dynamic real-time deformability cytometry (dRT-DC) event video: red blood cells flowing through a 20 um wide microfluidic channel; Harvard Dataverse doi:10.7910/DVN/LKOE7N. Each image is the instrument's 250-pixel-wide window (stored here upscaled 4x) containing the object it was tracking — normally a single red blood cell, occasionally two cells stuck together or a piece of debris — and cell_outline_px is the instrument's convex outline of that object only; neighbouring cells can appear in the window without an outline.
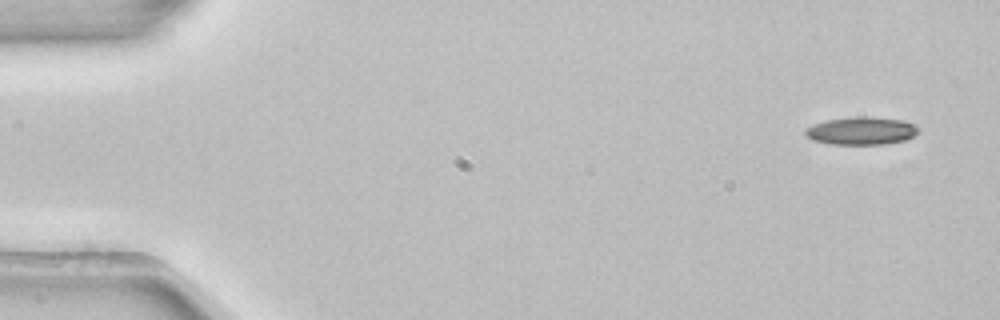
{"species": "common noctule bat (a hibernating species)", "species_latin": "Nyctalus noctula", "temperature_condition": "room temperature", "stored_images_in_passage": 5, "camera_frame_rate_fps": 3000, "um_per_image_px": 0.085, "animal": {"sex": "female", "body_mass_g": 22.7, "forearm_length_mm": 54.2}, "frame": {"image": 1, "passage_image": 1, "time_ms": 0.0, "image_size_px": [1000, 320], "cell_outline_px": [[920, 128], [912, 136], [904, 140], [884, 144], [832, 144], [812, 140], [804, 132], [804, 128], [824, 120], [856, 116], [864, 116], [904, 120]], "centroid_in_image_um": [73.18, 11.11], "position_along_channel_um": 11.8, "area_um2": 18.26}}
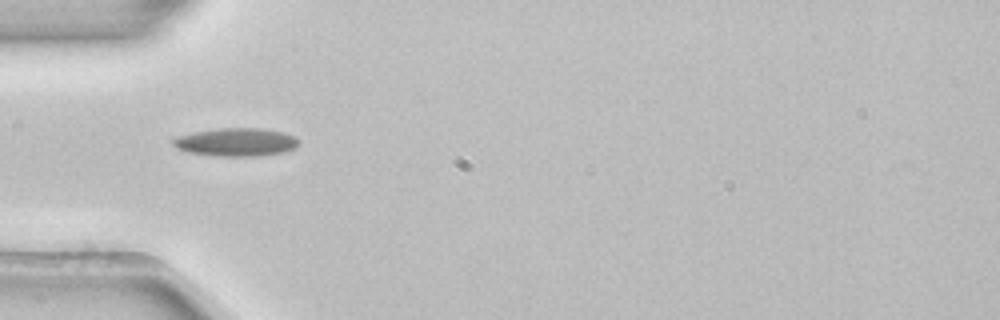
{"frame": {"image": 2, "passage_image": 4, "time_ms": 1.0, "image_size_px": [1000, 320], "cell_outline_px": [[300, 144], [296, 148], [284, 152], [256, 156], [216, 156], [188, 152], [176, 148], [172, 144], [172, 140], [180, 136], [192, 132], [220, 128], [260, 128], [284, 132], [296, 136], [300, 140]], "centroid_in_image_um": [20.12, 12.08], "position_along_channel_um": 64.9, "area_um2": 20.81}}